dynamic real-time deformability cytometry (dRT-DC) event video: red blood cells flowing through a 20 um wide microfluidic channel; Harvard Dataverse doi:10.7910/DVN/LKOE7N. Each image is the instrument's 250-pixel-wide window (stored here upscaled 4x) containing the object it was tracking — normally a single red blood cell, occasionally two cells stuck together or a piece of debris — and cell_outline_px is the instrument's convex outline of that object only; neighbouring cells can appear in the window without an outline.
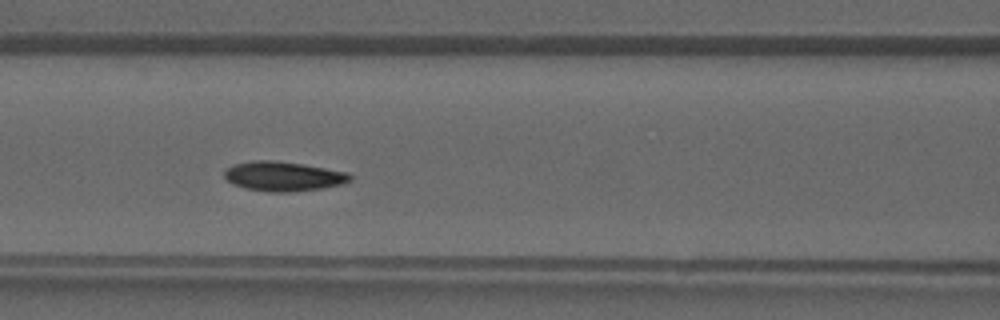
{"species": "common noctule bat (a hibernating species)", "species_latin": "Nyctalus noctula", "temperature_condition": "warm", "stored_images_in_passage": 38, "camera_frame_rate_fps": 3000, "um_per_image_px": 0.085, "animal": {"sex": "male", "forearm_length_mm": 52.5}, "frame": {"image": 1, "passage_image": 14, "time_ms": 4.333, "image_size_px": [1000, 320], "cell_outline_px": [[352, 180], [344, 184], [324, 188], [288, 192], [272, 192], [244, 188], [232, 184], [224, 176], [224, 172], [232, 164], [252, 160], [272, 160], [300, 164], [348, 172], [352, 176]], "centroid_in_image_um": [24.08, 14.99], "position_along_channel_um": 142.5, "area_um2": 21.68}}
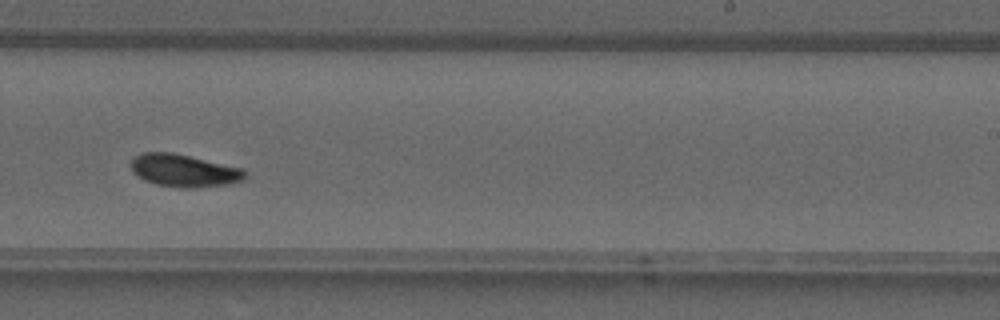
{"frame": {"image": 2, "passage_image": 22, "time_ms": 7.0, "image_size_px": [1000, 320], "cell_outline_px": [[248, 172], [244, 180], [228, 184], [196, 188], [180, 188], [156, 184], [144, 180], [136, 176], [132, 172], [132, 156], [144, 152], [172, 152], [244, 168]], "centroid_in_image_um": [15.66, 14.5], "position_along_channel_um": 273.3, "area_um2": 21.96}}
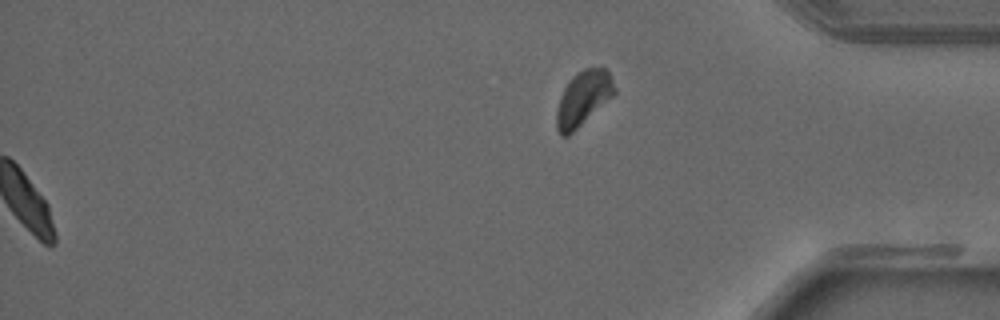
{"frame": {"image": 3, "passage_image": 38, "time_ms": 12.333, "image_size_px": [1000, 320], "cell_outline_px": [[616, 92], [612, 96], [568, 136], [560, 136], [556, 128], [556, 112], [560, 96], [564, 88], [572, 76], [584, 68], [608, 68], [616, 88]], "centroid_in_image_um": [49.56, 8.34], "position_along_channel_um": 385.6, "area_um2": 18.32}}